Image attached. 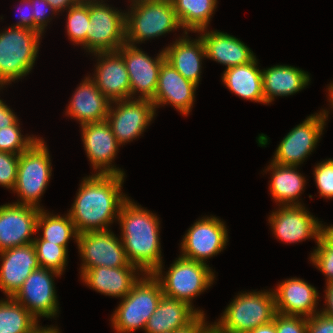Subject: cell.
I'll list each match as a JSON object with an SVG mask.
<instances>
[{
	"instance_id": "6da1fadb",
	"label": "cell",
	"mask_w": 333,
	"mask_h": 333,
	"mask_svg": "<svg viewBox=\"0 0 333 333\" xmlns=\"http://www.w3.org/2000/svg\"><path fill=\"white\" fill-rule=\"evenodd\" d=\"M124 175L92 174L83 178L76 199L68 211L78 233L108 230L128 199L121 193Z\"/></svg>"
},
{
	"instance_id": "7a4b0ae2",
	"label": "cell",
	"mask_w": 333,
	"mask_h": 333,
	"mask_svg": "<svg viewBox=\"0 0 333 333\" xmlns=\"http://www.w3.org/2000/svg\"><path fill=\"white\" fill-rule=\"evenodd\" d=\"M159 218L129 198L122 204L118 221L121 240L131 265L141 273L153 274L162 265Z\"/></svg>"
},
{
	"instance_id": "3957f363",
	"label": "cell",
	"mask_w": 333,
	"mask_h": 333,
	"mask_svg": "<svg viewBox=\"0 0 333 333\" xmlns=\"http://www.w3.org/2000/svg\"><path fill=\"white\" fill-rule=\"evenodd\" d=\"M274 292H248L239 294L227 306L213 332L249 333L260 325L274 320L276 315Z\"/></svg>"
},
{
	"instance_id": "277c9868",
	"label": "cell",
	"mask_w": 333,
	"mask_h": 333,
	"mask_svg": "<svg viewBox=\"0 0 333 333\" xmlns=\"http://www.w3.org/2000/svg\"><path fill=\"white\" fill-rule=\"evenodd\" d=\"M125 13V43L134 45L181 28L171 0H131Z\"/></svg>"
},
{
	"instance_id": "5b68a950",
	"label": "cell",
	"mask_w": 333,
	"mask_h": 333,
	"mask_svg": "<svg viewBox=\"0 0 333 333\" xmlns=\"http://www.w3.org/2000/svg\"><path fill=\"white\" fill-rule=\"evenodd\" d=\"M41 35L29 28L14 26L0 33V88L31 71Z\"/></svg>"
},
{
	"instance_id": "8992f818",
	"label": "cell",
	"mask_w": 333,
	"mask_h": 333,
	"mask_svg": "<svg viewBox=\"0 0 333 333\" xmlns=\"http://www.w3.org/2000/svg\"><path fill=\"white\" fill-rule=\"evenodd\" d=\"M144 277L132 286L112 315V326L117 333L145 329L148 319L156 311L163 296L161 284L153 274Z\"/></svg>"
},
{
	"instance_id": "52a82bcc",
	"label": "cell",
	"mask_w": 333,
	"mask_h": 333,
	"mask_svg": "<svg viewBox=\"0 0 333 333\" xmlns=\"http://www.w3.org/2000/svg\"><path fill=\"white\" fill-rule=\"evenodd\" d=\"M162 266L153 273L160 282L163 295L182 300L192 306V299L213 284L215 275L204 263L179 256L171 265L166 276H162Z\"/></svg>"
},
{
	"instance_id": "ba28073f",
	"label": "cell",
	"mask_w": 333,
	"mask_h": 333,
	"mask_svg": "<svg viewBox=\"0 0 333 333\" xmlns=\"http://www.w3.org/2000/svg\"><path fill=\"white\" fill-rule=\"evenodd\" d=\"M48 148L41 138L22 152L18 161V172L13 191L17 192L21 202L41 209L39 199L45 191L51 177V162Z\"/></svg>"
},
{
	"instance_id": "9c48e42d",
	"label": "cell",
	"mask_w": 333,
	"mask_h": 333,
	"mask_svg": "<svg viewBox=\"0 0 333 333\" xmlns=\"http://www.w3.org/2000/svg\"><path fill=\"white\" fill-rule=\"evenodd\" d=\"M102 1H88L90 23L82 45L91 53L117 51L125 43V13Z\"/></svg>"
},
{
	"instance_id": "30bf717a",
	"label": "cell",
	"mask_w": 333,
	"mask_h": 333,
	"mask_svg": "<svg viewBox=\"0 0 333 333\" xmlns=\"http://www.w3.org/2000/svg\"><path fill=\"white\" fill-rule=\"evenodd\" d=\"M328 112L323 110L319 114L310 115L293 128L280 142L271 161L290 166L301 164L316 148L326 125Z\"/></svg>"
},
{
	"instance_id": "8fae6325",
	"label": "cell",
	"mask_w": 333,
	"mask_h": 333,
	"mask_svg": "<svg viewBox=\"0 0 333 333\" xmlns=\"http://www.w3.org/2000/svg\"><path fill=\"white\" fill-rule=\"evenodd\" d=\"M120 240V241H119ZM77 246L84 262L81 274L93 267H136L127 259L123 242L109 230L79 233Z\"/></svg>"
},
{
	"instance_id": "7c38bea8",
	"label": "cell",
	"mask_w": 333,
	"mask_h": 333,
	"mask_svg": "<svg viewBox=\"0 0 333 333\" xmlns=\"http://www.w3.org/2000/svg\"><path fill=\"white\" fill-rule=\"evenodd\" d=\"M135 99L111 102L115 103L116 108L112 107L110 103L106 121L119 145L140 136L155 116L156 110L151 100Z\"/></svg>"
},
{
	"instance_id": "4fadbf2b",
	"label": "cell",
	"mask_w": 333,
	"mask_h": 333,
	"mask_svg": "<svg viewBox=\"0 0 333 333\" xmlns=\"http://www.w3.org/2000/svg\"><path fill=\"white\" fill-rule=\"evenodd\" d=\"M227 229L220 219L202 217L185 234L182 242V257L206 264V259L221 252L228 242Z\"/></svg>"
},
{
	"instance_id": "5bb4252c",
	"label": "cell",
	"mask_w": 333,
	"mask_h": 333,
	"mask_svg": "<svg viewBox=\"0 0 333 333\" xmlns=\"http://www.w3.org/2000/svg\"><path fill=\"white\" fill-rule=\"evenodd\" d=\"M52 275L61 276L58 272L50 269L34 270L13 296L36 319L41 316L51 318L58 313V300Z\"/></svg>"
},
{
	"instance_id": "9a60e30c",
	"label": "cell",
	"mask_w": 333,
	"mask_h": 333,
	"mask_svg": "<svg viewBox=\"0 0 333 333\" xmlns=\"http://www.w3.org/2000/svg\"><path fill=\"white\" fill-rule=\"evenodd\" d=\"M123 57L130 79V98L140 92L141 99L152 100L154 98L160 65L165 60L162 50L156 58L149 57L135 45L124 43L117 50Z\"/></svg>"
},
{
	"instance_id": "2e32d148",
	"label": "cell",
	"mask_w": 333,
	"mask_h": 333,
	"mask_svg": "<svg viewBox=\"0 0 333 333\" xmlns=\"http://www.w3.org/2000/svg\"><path fill=\"white\" fill-rule=\"evenodd\" d=\"M269 216L274 235L286 243H296L311 237L319 240L325 226L314 218L303 205H287Z\"/></svg>"
},
{
	"instance_id": "e0dca14e",
	"label": "cell",
	"mask_w": 333,
	"mask_h": 333,
	"mask_svg": "<svg viewBox=\"0 0 333 333\" xmlns=\"http://www.w3.org/2000/svg\"><path fill=\"white\" fill-rule=\"evenodd\" d=\"M40 209L23 204L0 206V252L17 246L32 244L30 237L37 232ZM31 238V239H30Z\"/></svg>"
},
{
	"instance_id": "ac0fdd59",
	"label": "cell",
	"mask_w": 333,
	"mask_h": 333,
	"mask_svg": "<svg viewBox=\"0 0 333 333\" xmlns=\"http://www.w3.org/2000/svg\"><path fill=\"white\" fill-rule=\"evenodd\" d=\"M86 155L97 174L125 173L111 165L120 146L106 120L81 125Z\"/></svg>"
},
{
	"instance_id": "d6986e66",
	"label": "cell",
	"mask_w": 333,
	"mask_h": 333,
	"mask_svg": "<svg viewBox=\"0 0 333 333\" xmlns=\"http://www.w3.org/2000/svg\"><path fill=\"white\" fill-rule=\"evenodd\" d=\"M196 87L198 85L185 79L165 59L160 65L158 85L151 101L155 109L159 105L172 104L181 114L187 116L193 107Z\"/></svg>"
},
{
	"instance_id": "ffe728a7",
	"label": "cell",
	"mask_w": 333,
	"mask_h": 333,
	"mask_svg": "<svg viewBox=\"0 0 333 333\" xmlns=\"http://www.w3.org/2000/svg\"><path fill=\"white\" fill-rule=\"evenodd\" d=\"M0 256V289L6 297H13L26 278L40 268L36 250L32 243L1 251Z\"/></svg>"
},
{
	"instance_id": "44dd1931",
	"label": "cell",
	"mask_w": 333,
	"mask_h": 333,
	"mask_svg": "<svg viewBox=\"0 0 333 333\" xmlns=\"http://www.w3.org/2000/svg\"><path fill=\"white\" fill-rule=\"evenodd\" d=\"M96 75L91 78L111 102L130 98V79L126 64L118 51L97 52Z\"/></svg>"
},
{
	"instance_id": "7402d4cb",
	"label": "cell",
	"mask_w": 333,
	"mask_h": 333,
	"mask_svg": "<svg viewBox=\"0 0 333 333\" xmlns=\"http://www.w3.org/2000/svg\"><path fill=\"white\" fill-rule=\"evenodd\" d=\"M273 292L277 313L308 318L319 312H316L318 292L315 287L303 279L295 277L287 279L280 283Z\"/></svg>"
},
{
	"instance_id": "603a6c76",
	"label": "cell",
	"mask_w": 333,
	"mask_h": 333,
	"mask_svg": "<svg viewBox=\"0 0 333 333\" xmlns=\"http://www.w3.org/2000/svg\"><path fill=\"white\" fill-rule=\"evenodd\" d=\"M197 32H202L200 38L205 47L206 58L224 64L226 68L246 64L255 58L253 51L232 35L217 30L207 32L206 28Z\"/></svg>"
},
{
	"instance_id": "cb8c5ba5",
	"label": "cell",
	"mask_w": 333,
	"mask_h": 333,
	"mask_svg": "<svg viewBox=\"0 0 333 333\" xmlns=\"http://www.w3.org/2000/svg\"><path fill=\"white\" fill-rule=\"evenodd\" d=\"M70 102L66 113L81 125L106 120L111 103L90 77L80 83Z\"/></svg>"
},
{
	"instance_id": "d4e9b609",
	"label": "cell",
	"mask_w": 333,
	"mask_h": 333,
	"mask_svg": "<svg viewBox=\"0 0 333 333\" xmlns=\"http://www.w3.org/2000/svg\"><path fill=\"white\" fill-rule=\"evenodd\" d=\"M137 267H93L85 270L82 280L92 289L108 296L124 298L140 279ZM138 277V278H137Z\"/></svg>"
},
{
	"instance_id": "484cf974",
	"label": "cell",
	"mask_w": 333,
	"mask_h": 333,
	"mask_svg": "<svg viewBox=\"0 0 333 333\" xmlns=\"http://www.w3.org/2000/svg\"><path fill=\"white\" fill-rule=\"evenodd\" d=\"M200 313L204 311L194 309L185 301L163 295L144 330L146 333H172L192 322Z\"/></svg>"
},
{
	"instance_id": "4316f807",
	"label": "cell",
	"mask_w": 333,
	"mask_h": 333,
	"mask_svg": "<svg viewBox=\"0 0 333 333\" xmlns=\"http://www.w3.org/2000/svg\"><path fill=\"white\" fill-rule=\"evenodd\" d=\"M176 39L175 43L163 49L165 59L185 79L198 85L201 74L203 57L206 58L202 39L190 40L187 36Z\"/></svg>"
},
{
	"instance_id": "83f0119b",
	"label": "cell",
	"mask_w": 333,
	"mask_h": 333,
	"mask_svg": "<svg viewBox=\"0 0 333 333\" xmlns=\"http://www.w3.org/2000/svg\"><path fill=\"white\" fill-rule=\"evenodd\" d=\"M310 82L305 71L289 66L276 65L262 71V85L265 104L271 103L275 96H288L301 91Z\"/></svg>"
},
{
	"instance_id": "f1b7e54d",
	"label": "cell",
	"mask_w": 333,
	"mask_h": 333,
	"mask_svg": "<svg viewBox=\"0 0 333 333\" xmlns=\"http://www.w3.org/2000/svg\"><path fill=\"white\" fill-rule=\"evenodd\" d=\"M257 63L255 57L246 64L226 68L222 80L239 97L265 104L262 70L257 68Z\"/></svg>"
},
{
	"instance_id": "f546056e",
	"label": "cell",
	"mask_w": 333,
	"mask_h": 333,
	"mask_svg": "<svg viewBox=\"0 0 333 333\" xmlns=\"http://www.w3.org/2000/svg\"><path fill=\"white\" fill-rule=\"evenodd\" d=\"M296 167L271 162L268 169H266L272 171L270 181L272 197L282 206L302 205L297 199L304 189L306 180L304 176L296 171Z\"/></svg>"
},
{
	"instance_id": "4dcf8cb0",
	"label": "cell",
	"mask_w": 333,
	"mask_h": 333,
	"mask_svg": "<svg viewBox=\"0 0 333 333\" xmlns=\"http://www.w3.org/2000/svg\"><path fill=\"white\" fill-rule=\"evenodd\" d=\"M171 1L179 24L186 35L188 31L197 32L201 29H207L217 5V0Z\"/></svg>"
},
{
	"instance_id": "1f68e13d",
	"label": "cell",
	"mask_w": 333,
	"mask_h": 333,
	"mask_svg": "<svg viewBox=\"0 0 333 333\" xmlns=\"http://www.w3.org/2000/svg\"><path fill=\"white\" fill-rule=\"evenodd\" d=\"M38 320L13 297L0 300V333H32Z\"/></svg>"
},
{
	"instance_id": "d6a6232c",
	"label": "cell",
	"mask_w": 333,
	"mask_h": 333,
	"mask_svg": "<svg viewBox=\"0 0 333 333\" xmlns=\"http://www.w3.org/2000/svg\"><path fill=\"white\" fill-rule=\"evenodd\" d=\"M45 211L41 208L37 219V231L43 229L41 239L66 248L71 237H74L77 243L79 233L69 214L62 217L60 215H49V212L46 213Z\"/></svg>"
},
{
	"instance_id": "836d02e7",
	"label": "cell",
	"mask_w": 333,
	"mask_h": 333,
	"mask_svg": "<svg viewBox=\"0 0 333 333\" xmlns=\"http://www.w3.org/2000/svg\"><path fill=\"white\" fill-rule=\"evenodd\" d=\"M33 244L40 268L54 270L62 275L65 265H67V248L41 238H34Z\"/></svg>"
},
{
	"instance_id": "e575fe53",
	"label": "cell",
	"mask_w": 333,
	"mask_h": 333,
	"mask_svg": "<svg viewBox=\"0 0 333 333\" xmlns=\"http://www.w3.org/2000/svg\"><path fill=\"white\" fill-rule=\"evenodd\" d=\"M316 243L310 260L327 277L328 284L333 282V225L325 228Z\"/></svg>"
},
{
	"instance_id": "d590c367",
	"label": "cell",
	"mask_w": 333,
	"mask_h": 333,
	"mask_svg": "<svg viewBox=\"0 0 333 333\" xmlns=\"http://www.w3.org/2000/svg\"><path fill=\"white\" fill-rule=\"evenodd\" d=\"M89 23V2L79 1L68 9L67 35L71 42L82 46L87 38Z\"/></svg>"
},
{
	"instance_id": "8d00e7d4",
	"label": "cell",
	"mask_w": 333,
	"mask_h": 333,
	"mask_svg": "<svg viewBox=\"0 0 333 333\" xmlns=\"http://www.w3.org/2000/svg\"><path fill=\"white\" fill-rule=\"evenodd\" d=\"M18 120L8 127L0 129V151L20 155L27 150L37 139L34 137H23Z\"/></svg>"
},
{
	"instance_id": "74e56055",
	"label": "cell",
	"mask_w": 333,
	"mask_h": 333,
	"mask_svg": "<svg viewBox=\"0 0 333 333\" xmlns=\"http://www.w3.org/2000/svg\"><path fill=\"white\" fill-rule=\"evenodd\" d=\"M314 177L320 196L333 198V159L317 164Z\"/></svg>"
},
{
	"instance_id": "f35d334b",
	"label": "cell",
	"mask_w": 333,
	"mask_h": 333,
	"mask_svg": "<svg viewBox=\"0 0 333 333\" xmlns=\"http://www.w3.org/2000/svg\"><path fill=\"white\" fill-rule=\"evenodd\" d=\"M18 154L0 151V185L14 189L18 172Z\"/></svg>"
},
{
	"instance_id": "ab89813d",
	"label": "cell",
	"mask_w": 333,
	"mask_h": 333,
	"mask_svg": "<svg viewBox=\"0 0 333 333\" xmlns=\"http://www.w3.org/2000/svg\"><path fill=\"white\" fill-rule=\"evenodd\" d=\"M275 326L276 333H307V317L276 313Z\"/></svg>"
},
{
	"instance_id": "60d3db41",
	"label": "cell",
	"mask_w": 333,
	"mask_h": 333,
	"mask_svg": "<svg viewBox=\"0 0 333 333\" xmlns=\"http://www.w3.org/2000/svg\"><path fill=\"white\" fill-rule=\"evenodd\" d=\"M33 6V20H34V31L43 33L47 26L48 15L47 10L57 13L54 8L46 0H30ZM45 7V8H44Z\"/></svg>"
},
{
	"instance_id": "b9f144b4",
	"label": "cell",
	"mask_w": 333,
	"mask_h": 333,
	"mask_svg": "<svg viewBox=\"0 0 333 333\" xmlns=\"http://www.w3.org/2000/svg\"><path fill=\"white\" fill-rule=\"evenodd\" d=\"M307 333H333V319L322 312L307 318Z\"/></svg>"
},
{
	"instance_id": "7bdbcfd3",
	"label": "cell",
	"mask_w": 333,
	"mask_h": 333,
	"mask_svg": "<svg viewBox=\"0 0 333 333\" xmlns=\"http://www.w3.org/2000/svg\"><path fill=\"white\" fill-rule=\"evenodd\" d=\"M204 315L200 313L192 322L172 333H213L212 324L206 325Z\"/></svg>"
},
{
	"instance_id": "ee69618b",
	"label": "cell",
	"mask_w": 333,
	"mask_h": 333,
	"mask_svg": "<svg viewBox=\"0 0 333 333\" xmlns=\"http://www.w3.org/2000/svg\"><path fill=\"white\" fill-rule=\"evenodd\" d=\"M21 2H23V3H20V4L26 5L27 7H30L31 10H33V6H32V3L30 0H21ZM19 9L21 12V15L19 18L20 20H19V22H17L16 25H14V27L29 28L31 30H34L33 11L31 13L26 12L27 13L26 14L21 11V8H19Z\"/></svg>"
},
{
	"instance_id": "f6af8a7d",
	"label": "cell",
	"mask_w": 333,
	"mask_h": 333,
	"mask_svg": "<svg viewBox=\"0 0 333 333\" xmlns=\"http://www.w3.org/2000/svg\"><path fill=\"white\" fill-rule=\"evenodd\" d=\"M17 120L12 110L0 100V129L13 125Z\"/></svg>"
},
{
	"instance_id": "bcb514c9",
	"label": "cell",
	"mask_w": 333,
	"mask_h": 333,
	"mask_svg": "<svg viewBox=\"0 0 333 333\" xmlns=\"http://www.w3.org/2000/svg\"><path fill=\"white\" fill-rule=\"evenodd\" d=\"M326 286L325 306H328L325 309L323 308V311L321 310L320 312L333 319V282L328 283Z\"/></svg>"
},
{
	"instance_id": "7dc6e473",
	"label": "cell",
	"mask_w": 333,
	"mask_h": 333,
	"mask_svg": "<svg viewBox=\"0 0 333 333\" xmlns=\"http://www.w3.org/2000/svg\"><path fill=\"white\" fill-rule=\"evenodd\" d=\"M57 12H61L62 9L67 10L70 7L76 5L80 0H46Z\"/></svg>"
},
{
	"instance_id": "c3c4849f",
	"label": "cell",
	"mask_w": 333,
	"mask_h": 333,
	"mask_svg": "<svg viewBox=\"0 0 333 333\" xmlns=\"http://www.w3.org/2000/svg\"><path fill=\"white\" fill-rule=\"evenodd\" d=\"M249 333H276V326H275V317L274 320L270 323L265 325H260L250 331Z\"/></svg>"
},
{
	"instance_id": "681fc988",
	"label": "cell",
	"mask_w": 333,
	"mask_h": 333,
	"mask_svg": "<svg viewBox=\"0 0 333 333\" xmlns=\"http://www.w3.org/2000/svg\"><path fill=\"white\" fill-rule=\"evenodd\" d=\"M32 333H60L55 327H37Z\"/></svg>"
},
{
	"instance_id": "f907efd6",
	"label": "cell",
	"mask_w": 333,
	"mask_h": 333,
	"mask_svg": "<svg viewBox=\"0 0 333 333\" xmlns=\"http://www.w3.org/2000/svg\"><path fill=\"white\" fill-rule=\"evenodd\" d=\"M328 90H329V96H330V101L333 104V83L330 84V86H328Z\"/></svg>"
},
{
	"instance_id": "816d5d0a",
	"label": "cell",
	"mask_w": 333,
	"mask_h": 333,
	"mask_svg": "<svg viewBox=\"0 0 333 333\" xmlns=\"http://www.w3.org/2000/svg\"><path fill=\"white\" fill-rule=\"evenodd\" d=\"M213 333H238V332H213Z\"/></svg>"
},
{
	"instance_id": "f5cc1de1",
	"label": "cell",
	"mask_w": 333,
	"mask_h": 333,
	"mask_svg": "<svg viewBox=\"0 0 333 333\" xmlns=\"http://www.w3.org/2000/svg\"><path fill=\"white\" fill-rule=\"evenodd\" d=\"M80 1L88 2V1H97V0H80Z\"/></svg>"
}]
</instances>
